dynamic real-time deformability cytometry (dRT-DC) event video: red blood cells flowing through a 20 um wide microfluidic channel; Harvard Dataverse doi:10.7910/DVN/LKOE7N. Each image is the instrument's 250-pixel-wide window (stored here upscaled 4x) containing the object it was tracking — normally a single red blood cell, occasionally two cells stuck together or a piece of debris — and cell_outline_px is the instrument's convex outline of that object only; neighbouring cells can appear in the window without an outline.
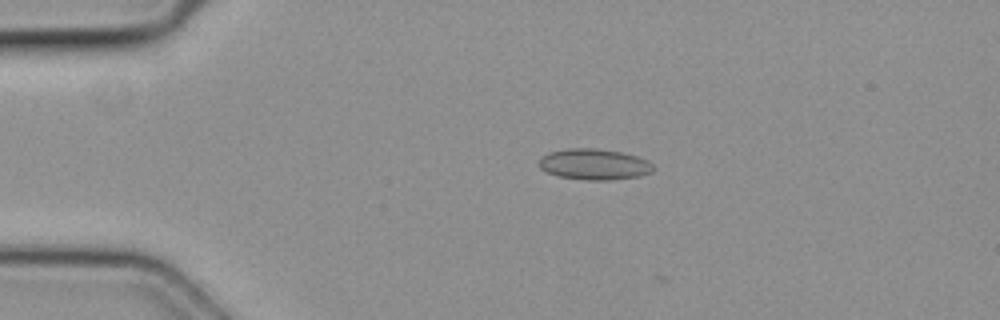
{"species": "common noctule bat (a hibernating species)", "species_latin": "Nyctalus noctula", "temperature_condition": "cold", "stored_images_in_passage": 4, "camera_frame_rate_fps": 3000, "um_per_image_px": 0.085, "animal": {"sex": "female", "body_mass_g": 19.3, "forearm_length_mm": 54.1}, "frame": {"image": 1, "passage_image": 3, "time_ms": 0.667, "image_size_px": [1000, 320], "cell_outline_px": [[656, 168], [652, 172], [640, 176], [612, 180], [584, 180], [560, 176], [548, 172], [540, 168], [540, 160], [544, 156], [552, 152], [568, 148], [596, 148], [624, 152], [648, 160]], "centroid_in_image_um": [50.59, 13.97], "position_along_channel_um": 34.4, "area_um2": 20.58}}